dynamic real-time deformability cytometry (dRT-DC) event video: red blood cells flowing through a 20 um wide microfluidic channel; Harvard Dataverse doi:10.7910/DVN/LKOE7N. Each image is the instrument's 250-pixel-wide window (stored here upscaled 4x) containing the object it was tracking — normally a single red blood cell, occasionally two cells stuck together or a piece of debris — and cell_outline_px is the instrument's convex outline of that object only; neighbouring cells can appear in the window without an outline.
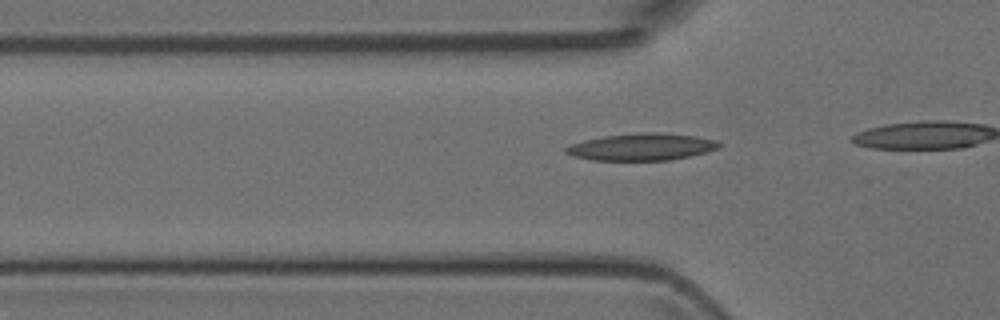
{"species": "Egyptian fruit bat (a non-hibernating species)", "species_latin": "Rousettus aegyptiacus", "temperature_condition": "room temperature", "stored_images_in_passage": 13, "camera_frame_rate_fps": 3000, "um_per_image_px": 0.085, "animal": {"sex": "female"}, "frame": {"image": 1, "passage_image": 10, "time_ms": 3.0, "image_size_px": [1000, 320], "cell_outline_px": [[720, 148], [708, 152], [668, 160], [592, 160], [572, 156], [564, 152], [564, 148], [572, 144], [584, 140], [604, 136], [648, 132], [660, 132], [696, 136], [716, 140], [720, 144]], "centroid_in_image_um": [54.55, 12.48], "position_along_channel_um": 71.3, "area_um2": 24.04}}